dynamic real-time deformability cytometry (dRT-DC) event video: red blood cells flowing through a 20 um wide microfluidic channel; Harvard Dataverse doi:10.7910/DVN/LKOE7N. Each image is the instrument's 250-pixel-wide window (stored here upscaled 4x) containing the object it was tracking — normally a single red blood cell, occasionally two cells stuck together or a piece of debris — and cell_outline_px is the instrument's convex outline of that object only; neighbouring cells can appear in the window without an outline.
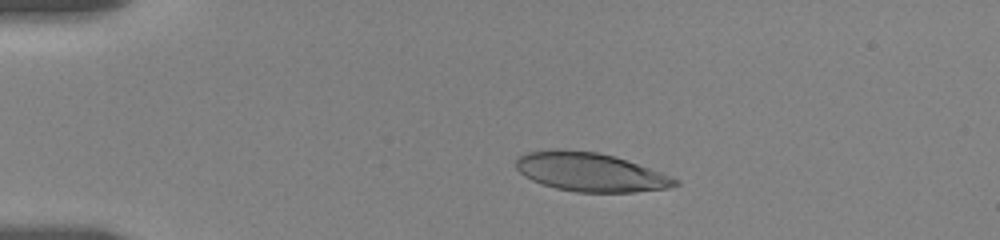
{"species": "human", "species_latin": "Homo sapiens", "temperature_condition": "room temperature", "stored_images_in_passage": 24, "camera_frame_rate_fps": 3000, "um_per_image_px": 0.085, "donor": {"sex": "female"}, "frame": {"image": 1, "passage_image": 5, "time_ms": 3.333, "image_size_px": [1000, 240], "cell_outline_px": [[680, 184], [668, 188], [632, 192], [576, 192], [556, 188], [532, 180], [524, 176], [516, 168], [516, 160], [520, 156], [528, 152], [552, 148], [556, 148], [596, 152], [612, 156], [660, 172], [680, 180]], "centroid_in_image_um": [50.15, 14.62], "position_along_channel_um": 34.9, "area_um2": 35.6}}
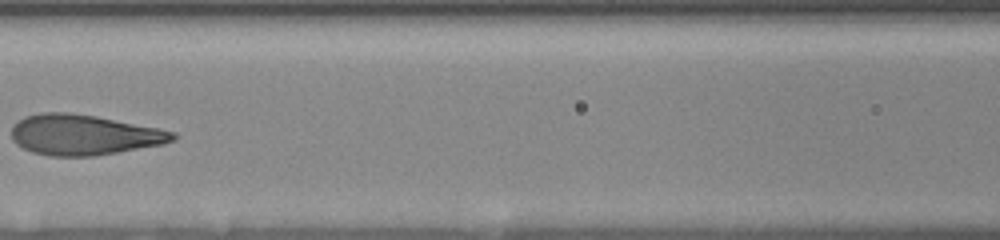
{"frame": {"image": 2, "passage_image": 13, "time_ms": 8.333, "image_size_px": [1000, 240], "cell_outline_px": [[176, 140], [164, 144], [92, 156], [48, 156], [32, 152], [16, 144], [12, 140], [12, 124], [24, 116], [40, 112], [72, 112], [96, 116], [160, 128], [176, 132]], "centroid_in_image_um": [7.11, 11.45], "position_along_channel_um": 159.5, "area_um2": 38.26}}
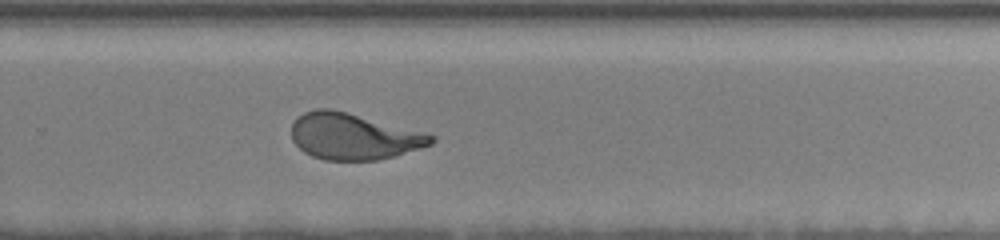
{"frame": {"image": 3, "passage_image": 24, "time_ms": 12.333, "image_size_px": [1000, 240], "cell_outline_px": [[436, 140], [432, 144], [392, 156], [376, 160], [324, 160], [312, 156], [304, 152], [292, 140], [292, 124], [296, 116], [304, 112], [316, 108], [332, 108], [348, 112], [436, 136]], "centroid_in_image_um": [29.99, 11.58], "position_along_channel_um": 299.8, "area_um2": 37.45}}